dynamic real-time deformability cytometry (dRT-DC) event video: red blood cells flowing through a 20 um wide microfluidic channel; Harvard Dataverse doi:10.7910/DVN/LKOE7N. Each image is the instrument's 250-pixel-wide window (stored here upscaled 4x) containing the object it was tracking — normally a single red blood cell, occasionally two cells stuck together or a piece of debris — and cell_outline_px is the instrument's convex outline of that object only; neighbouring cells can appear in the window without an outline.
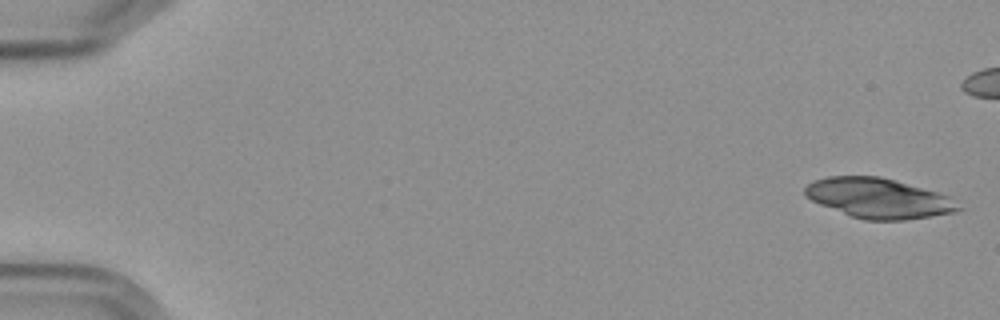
{"species": "Egyptian fruit bat (a non-hibernating species)", "species_latin": "Rousettus aegyptiacus", "temperature_condition": "cold", "stored_images_in_passage": 8, "camera_frame_rate_fps": 3000, "um_per_image_px": 0.085, "frame": {"image": 1, "passage_image": 1, "time_ms": 0.0, "image_size_px": [1000, 320], "cell_outline_px": [[964, 208], [956, 212], [932, 216], [904, 220], [864, 220], [852, 216], [820, 204], [804, 196], [804, 188], [812, 180], [828, 176], [880, 176], [896, 180], [936, 192], [948, 196]], "centroid_in_image_um": [74.67, 16.84], "position_along_channel_um": 10.3, "area_um2": 35.66}}